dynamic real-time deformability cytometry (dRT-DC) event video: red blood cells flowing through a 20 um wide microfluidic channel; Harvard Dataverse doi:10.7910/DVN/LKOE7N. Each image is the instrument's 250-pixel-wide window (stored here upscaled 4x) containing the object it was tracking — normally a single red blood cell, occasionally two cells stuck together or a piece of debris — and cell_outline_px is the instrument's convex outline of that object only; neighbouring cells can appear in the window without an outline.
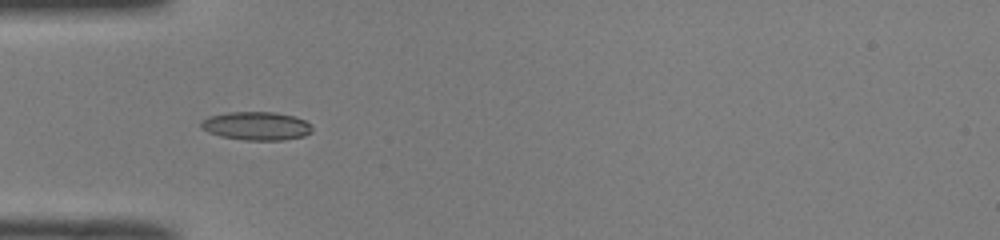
{"species": "common noctule bat (a hibernating species)", "species_latin": "Nyctalus noctula", "temperature_condition": "room temperature", "stored_images_in_passage": 50, "camera_frame_rate_fps": 3000, "um_per_image_px": 0.085, "animal": {"sex": "male", "body_mass_g": 19.0, "forearm_length_mm": 50.8}, "frame": {"image": 1, "passage_image": 16, "time_ms": 5.0, "image_size_px": [1000, 240], "cell_outline_px": [[312, 132], [304, 136], [284, 140], [244, 140], [220, 136], [208, 132], [200, 128], [200, 124], [208, 116], [228, 112], [276, 112], [292, 116], [304, 120], [312, 128]], "centroid_in_image_um": [21.77, 10.71], "position_along_channel_um": 63.2, "area_um2": 18.38}}
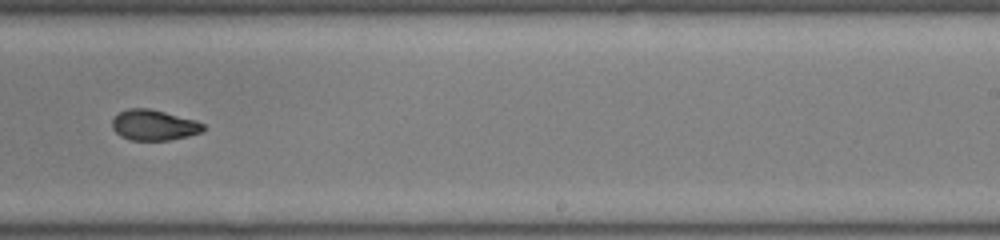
{"frame": {"image": 2, "passage_image": 32, "time_ms": 10.333, "image_size_px": [1000, 240], "cell_outline_px": [[204, 128], [200, 132], [188, 136], [168, 140], [132, 140], [120, 136], [112, 128], [112, 120], [120, 112], [128, 108], [152, 108], [196, 120], [204, 124]], "centroid_in_image_um": [13.08, 10.62], "position_along_channel_um": 275.9, "area_um2": 16.24}}
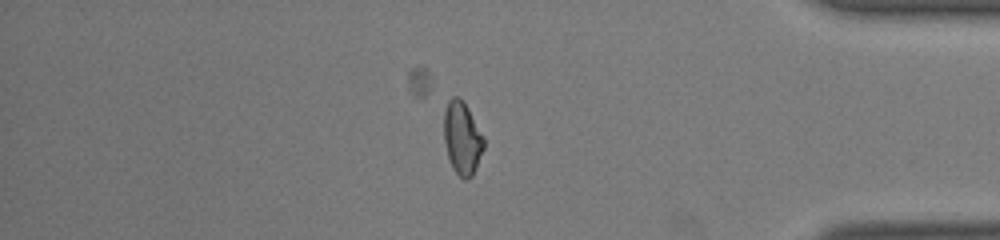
{"frame": {"image": 3, "passage_image": 43, "time_ms": 14.0, "image_size_px": [1000, 240], "cell_outline_px": [[484, 148], [476, 168], [472, 176], [468, 180], [464, 180], [452, 168], [448, 156], [444, 140], [444, 112], [448, 100], [452, 96], [456, 96], [468, 108], [484, 136]], "centroid_in_image_um": [39.29, 11.76], "position_along_channel_um": 395.9, "area_um2": 16.88}, "authors_computed_cell_mechanics": {"area_um2": 16.7042, "velocity_mm_per_s": 4.0302, "shape_relaxation_time_tau1_ms": 4.73, "shape_relaxation_time_tau2_ms": 2.1671, "deformation_change_tau1": 0.1755, "deformation_change_tau2": 0.0668}}